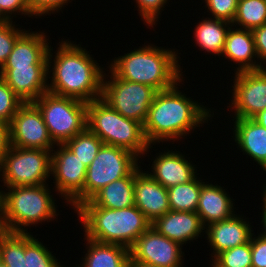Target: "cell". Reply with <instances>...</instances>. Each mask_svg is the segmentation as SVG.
Listing matches in <instances>:
<instances>
[{
    "label": "cell",
    "instance_id": "obj_4",
    "mask_svg": "<svg viewBox=\"0 0 266 267\" xmlns=\"http://www.w3.org/2000/svg\"><path fill=\"white\" fill-rule=\"evenodd\" d=\"M74 212L82 224L85 237L100 243L121 245L127 249L152 224L135 205L123 209L80 205Z\"/></svg>",
    "mask_w": 266,
    "mask_h": 267
},
{
    "label": "cell",
    "instance_id": "obj_41",
    "mask_svg": "<svg viewBox=\"0 0 266 267\" xmlns=\"http://www.w3.org/2000/svg\"><path fill=\"white\" fill-rule=\"evenodd\" d=\"M10 146L9 124L0 120V165Z\"/></svg>",
    "mask_w": 266,
    "mask_h": 267
},
{
    "label": "cell",
    "instance_id": "obj_13",
    "mask_svg": "<svg viewBox=\"0 0 266 267\" xmlns=\"http://www.w3.org/2000/svg\"><path fill=\"white\" fill-rule=\"evenodd\" d=\"M10 145L17 148H34L51 151L55 143L38 107L33 102L24 103L9 124Z\"/></svg>",
    "mask_w": 266,
    "mask_h": 267
},
{
    "label": "cell",
    "instance_id": "obj_16",
    "mask_svg": "<svg viewBox=\"0 0 266 267\" xmlns=\"http://www.w3.org/2000/svg\"><path fill=\"white\" fill-rule=\"evenodd\" d=\"M166 150L156 153L155 159L152 157L151 171H146L166 189L179 184L189 183L199 174L197 173L196 165L192 161L189 162L187 160L189 158L185 154L177 150L170 151L168 148Z\"/></svg>",
    "mask_w": 266,
    "mask_h": 267
},
{
    "label": "cell",
    "instance_id": "obj_38",
    "mask_svg": "<svg viewBox=\"0 0 266 267\" xmlns=\"http://www.w3.org/2000/svg\"><path fill=\"white\" fill-rule=\"evenodd\" d=\"M251 236L252 267H266V238L259 233Z\"/></svg>",
    "mask_w": 266,
    "mask_h": 267
},
{
    "label": "cell",
    "instance_id": "obj_18",
    "mask_svg": "<svg viewBox=\"0 0 266 267\" xmlns=\"http://www.w3.org/2000/svg\"><path fill=\"white\" fill-rule=\"evenodd\" d=\"M0 77L23 102H34L48 92V65L0 68Z\"/></svg>",
    "mask_w": 266,
    "mask_h": 267
},
{
    "label": "cell",
    "instance_id": "obj_36",
    "mask_svg": "<svg viewBox=\"0 0 266 267\" xmlns=\"http://www.w3.org/2000/svg\"><path fill=\"white\" fill-rule=\"evenodd\" d=\"M205 10L213 19H220L232 23L237 12L238 0H203ZM212 15V16H211Z\"/></svg>",
    "mask_w": 266,
    "mask_h": 267
},
{
    "label": "cell",
    "instance_id": "obj_42",
    "mask_svg": "<svg viewBox=\"0 0 266 267\" xmlns=\"http://www.w3.org/2000/svg\"><path fill=\"white\" fill-rule=\"evenodd\" d=\"M263 192L261 193V197H263L262 202H263V208H262V213H260V220L261 224L263 225V229L261 230V232L259 233L260 235H262L264 238H266V186L263 185ZM262 217V218H261Z\"/></svg>",
    "mask_w": 266,
    "mask_h": 267
},
{
    "label": "cell",
    "instance_id": "obj_20",
    "mask_svg": "<svg viewBox=\"0 0 266 267\" xmlns=\"http://www.w3.org/2000/svg\"><path fill=\"white\" fill-rule=\"evenodd\" d=\"M25 30L15 41L12 52L1 68L48 65L47 55L50 43L44 31Z\"/></svg>",
    "mask_w": 266,
    "mask_h": 267
},
{
    "label": "cell",
    "instance_id": "obj_5",
    "mask_svg": "<svg viewBox=\"0 0 266 267\" xmlns=\"http://www.w3.org/2000/svg\"><path fill=\"white\" fill-rule=\"evenodd\" d=\"M51 185L6 187L0 196V229L10 232H28L30 227L57 219L58 206ZM8 191V192H7ZM56 204V205H55Z\"/></svg>",
    "mask_w": 266,
    "mask_h": 267
},
{
    "label": "cell",
    "instance_id": "obj_39",
    "mask_svg": "<svg viewBox=\"0 0 266 267\" xmlns=\"http://www.w3.org/2000/svg\"><path fill=\"white\" fill-rule=\"evenodd\" d=\"M0 9L11 21L13 17H17V14L25 15L24 17L33 16L27 7L26 0H0Z\"/></svg>",
    "mask_w": 266,
    "mask_h": 267
},
{
    "label": "cell",
    "instance_id": "obj_6",
    "mask_svg": "<svg viewBox=\"0 0 266 267\" xmlns=\"http://www.w3.org/2000/svg\"><path fill=\"white\" fill-rule=\"evenodd\" d=\"M87 128L103 144L126 149L139 159L153 148L146 141L141 123L124 117L101 98L87 103Z\"/></svg>",
    "mask_w": 266,
    "mask_h": 267
},
{
    "label": "cell",
    "instance_id": "obj_7",
    "mask_svg": "<svg viewBox=\"0 0 266 267\" xmlns=\"http://www.w3.org/2000/svg\"><path fill=\"white\" fill-rule=\"evenodd\" d=\"M33 103L55 144H64L87 128V103L83 101L46 92Z\"/></svg>",
    "mask_w": 266,
    "mask_h": 267
},
{
    "label": "cell",
    "instance_id": "obj_34",
    "mask_svg": "<svg viewBox=\"0 0 266 267\" xmlns=\"http://www.w3.org/2000/svg\"><path fill=\"white\" fill-rule=\"evenodd\" d=\"M15 23V21L0 23V68L12 52L17 38L25 31L21 27L17 28L18 25H15Z\"/></svg>",
    "mask_w": 266,
    "mask_h": 267
},
{
    "label": "cell",
    "instance_id": "obj_43",
    "mask_svg": "<svg viewBox=\"0 0 266 267\" xmlns=\"http://www.w3.org/2000/svg\"><path fill=\"white\" fill-rule=\"evenodd\" d=\"M258 124L266 128V109L259 112L253 118Z\"/></svg>",
    "mask_w": 266,
    "mask_h": 267
},
{
    "label": "cell",
    "instance_id": "obj_29",
    "mask_svg": "<svg viewBox=\"0 0 266 267\" xmlns=\"http://www.w3.org/2000/svg\"><path fill=\"white\" fill-rule=\"evenodd\" d=\"M0 261L7 267H27L24 258V233L0 229Z\"/></svg>",
    "mask_w": 266,
    "mask_h": 267
},
{
    "label": "cell",
    "instance_id": "obj_22",
    "mask_svg": "<svg viewBox=\"0 0 266 267\" xmlns=\"http://www.w3.org/2000/svg\"><path fill=\"white\" fill-rule=\"evenodd\" d=\"M227 193L224 186L213 185L209 181L201 185L196 213L201 217L205 227L227 220L236 214L235 199L230 198L231 195Z\"/></svg>",
    "mask_w": 266,
    "mask_h": 267
},
{
    "label": "cell",
    "instance_id": "obj_25",
    "mask_svg": "<svg viewBox=\"0 0 266 267\" xmlns=\"http://www.w3.org/2000/svg\"><path fill=\"white\" fill-rule=\"evenodd\" d=\"M135 169L122 179L113 181L81 205H97L108 209H123L134 205Z\"/></svg>",
    "mask_w": 266,
    "mask_h": 267
},
{
    "label": "cell",
    "instance_id": "obj_1",
    "mask_svg": "<svg viewBox=\"0 0 266 267\" xmlns=\"http://www.w3.org/2000/svg\"><path fill=\"white\" fill-rule=\"evenodd\" d=\"M76 43L62 39L54 53L50 45L47 55L48 92L89 103L101 98L105 71L90 55L91 52Z\"/></svg>",
    "mask_w": 266,
    "mask_h": 267
},
{
    "label": "cell",
    "instance_id": "obj_21",
    "mask_svg": "<svg viewBox=\"0 0 266 267\" xmlns=\"http://www.w3.org/2000/svg\"><path fill=\"white\" fill-rule=\"evenodd\" d=\"M232 121L234 137H231L237 149L250 156L266 174V128L252 118H233Z\"/></svg>",
    "mask_w": 266,
    "mask_h": 267
},
{
    "label": "cell",
    "instance_id": "obj_15",
    "mask_svg": "<svg viewBox=\"0 0 266 267\" xmlns=\"http://www.w3.org/2000/svg\"><path fill=\"white\" fill-rule=\"evenodd\" d=\"M141 167L135 168L134 205L153 223L170 211L168 191Z\"/></svg>",
    "mask_w": 266,
    "mask_h": 267
},
{
    "label": "cell",
    "instance_id": "obj_2",
    "mask_svg": "<svg viewBox=\"0 0 266 267\" xmlns=\"http://www.w3.org/2000/svg\"><path fill=\"white\" fill-rule=\"evenodd\" d=\"M184 78L173 87L156 92L143 125L149 145H163L171 140L174 144V141L182 140L187 134L189 136L214 117V110L198 103L179 89Z\"/></svg>",
    "mask_w": 266,
    "mask_h": 267
},
{
    "label": "cell",
    "instance_id": "obj_31",
    "mask_svg": "<svg viewBox=\"0 0 266 267\" xmlns=\"http://www.w3.org/2000/svg\"><path fill=\"white\" fill-rule=\"evenodd\" d=\"M64 144L88 167L103 145V141L86 128Z\"/></svg>",
    "mask_w": 266,
    "mask_h": 267
},
{
    "label": "cell",
    "instance_id": "obj_9",
    "mask_svg": "<svg viewBox=\"0 0 266 267\" xmlns=\"http://www.w3.org/2000/svg\"><path fill=\"white\" fill-rule=\"evenodd\" d=\"M104 72L101 99L126 118L144 125L156 90L151 86L117 78ZM110 73V74H109Z\"/></svg>",
    "mask_w": 266,
    "mask_h": 267
},
{
    "label": "cell",
    "instance_id": "obj_35",
    "mask_svg": "<svg viewBox=\"0 0 266 267\" xmlns=\"http://www.w3.org/2000/svg\"><path fill=\"white\" fill-rule=\"evenodd\" d=\"M136 3L138 15L141 16L143 23L147 28L156 26L160 19L164 6L169 3V0H133Z\"/></svg>",
    "mask_w": 266,
    "mask_h": 267
},
{
    "label": "cell",
    "instance_id": "obj_24",
    "mask_svg": "<svg viewBox=\"0 0 266 267\" xmlns=\"http://www.w3.org/2000/svg\"><path fill=\"white\" fill-rule=\"evenodd\" d=\"M84 242L87 251L83 252L85 255L78 267H129V249L126 247L96 242L85 236Z\"/></svg>",
    "mask_w": 266,
    "mask_h": 267
},
{
    "label": "cell",
    "instance_id": "obj_32",
    "mask_svg": "<svg viewBox=\"0 0 266 267\" xmlns=\"http://www.w3.org/2000/svg\"><path fill=\"white\" fill-rule=\"evenodd\" d=\"M211 267H252L251 242L218 253Z\"/></svg>",
    "mask_w": 266,
    "mask_h": 267
},
{
    "label": "cell",
    "instance_id": "obj_23",
    "mask_svg": "<svg viewBox=\"0 0 266 267\" xmlns=\"http://www.w3.org/2000/svg\"><path fill=\"white\" fill-rule=\"evenodd\" d=\"M221 57L236 64L234 73L262 70L251 30L231 26L226 36Z\"/></svg>",
    "mask_w": 266,
    "mask_h": 267
},
{
    "label": "cell",
    "instance_id": "obj_30",
    "mask_svg": "<svg viewBox=\"0 0 266 267\" xmlns=\"http://www.w3.org/2000/svg\"><path fill=\"white\" fill-rule=\"evenodd\" d=\"M29 232L24 233V258L27 267H66L41 241Z\"/></svg>",
    "mask_w": 266,
    "mask_h": 267
},
{
    "label": "cell",
    "instance_id": "obj_46",
    "mask_svg": "<svg viewBox=\"0 0 266 267\" xmlns=\"http://www.w3.org/2000/svg\"><path fill=\"white\" fill-rule=\"evenodd\" d=\"M0 267H7V265L3 264V263L0 261Z\"/></svg>",
    "mask_w": 266,
    "mask_h": 267
},
{
    "label": "cell",
    "instance_id": "obj_12",
    "mask_svg": "<svg viewBox=\"0 0 266 267\" xmlns=\"http://www.w3.org/2000/svg\"><path fill=\"white\" fill-rule=\"evenodd\" d=\"M231 118H253L266 109V69L233 74Z\"/></svg>",
    "mask_w": 266,
    "mask_h": 267
},
{
    "label": "cell",
    "instance_id": "obj_8",
    "mask_svg": "<svg viewBox=\"0 0 266 267\" xmlns=\"http://www.w3.org/2000/svg\"><path fill=\"white\" fill-rule=\"evenodd\" d=\"M50 169L51 151L10 146L0 165L2 188L47 184Z\"/></svg>",
    "mask_w": 266,
    "mask_h": 267
},
{
    "label": "cell",
    "instance_id": "obj_44",
    "mask_svg": "<svg viewBox=\"0 0 266 267\" xmlns=\"http://www.w3.org/2000/svg\"><path fill=\"white\" fill-rule=\"evenodd\" d=\"M129 267H158V266L139 262V261H129Z\"/></svg>",
    "mask_w": 266,
    "mask_h": 267
},
{
    "label": "cell",
    "instance_id": "obj_40",
    "mask_svg": "<svg viewBox=\"0 0 266 267\" xmlns=\"http://www.w3.org/2000/svg\"><path fill=\"white\" fill-rule=\"evenodd\" d=\"M255 49L262 69H266V24L252 30Z\"/></svg>",
    "mask_w": 266,
    "mask_h": 267
},
{
    "label": "cell",
    "instance_id": "obj_26",
    "mask_svg": "<svg viewBox=\"0 0 266 267\" xmlns=\"http://www.w3.org/2000/svg\"><path fill=\"white\" fill-rule=\"evenodd\" d=\"M202 18L201 21L196 23L193 35L195 38V44L204 53L208 52L211 55H218L219 59L223 53L227 33L232 26V23L213 18Z\"/></svg>",
    "mask_w": 266,
    "mask_h": 267
},
{
    "label": "cell",
    "instance_id": "obj_37",
    "mask_svg": "<svg viewBox=\"0 0 266 267\" xmlns=\"http://www.w3.org/2000/svg\"><path fill=\"white\" fill-rule=\"evenodd\" d=\"M72 0H26L27 7L30 13L35 18L50 15L51 13H59L62 8L71 3ZM65 5V6H64Z\"/></svg>",
    "mask_w": 266,
    "mask_h": 267
},
{
    "label": "cell",
    "instance_id": "obj_17",
    "mask_svg": "<svg viewBox=\"0 0 266 267\" xmlns=\"http://www.w3.org/2000/svg\"><path fill=\"white\" fill-rule=\"evenodd\" d=\"M249 218L242 216V214H235L227 220L215 222L208 225L205 229L207 243L212 251L211 259L218 253L229 250L236 246L248 243L251 239L252 229Z\"/></svg>",
    "mask_w": 266,
    "mask_h": 267
},
{
    "label": "cell",
    "instance_id": "obj_27",
    "mask_svg": "<svg viewBox=\"0 0 266 267\" xmlns=\"http://www.w3.org/2000/svg\"><path fill=\"white\" fill-rule=\"evenodd\" d=\"M203 183L201 177L196 176L189 183L167 189L170 211L196 212Z\"/></svg>",
    "mask_w": 266,
    "mask_h": 267
},
{
    "label": "cell",
    "instance_id": "obj_33",
    "mask_svg": "<svg viewBox=\"0 0 266 267\" xmlns=\"http://www.w3.org/2000/svg\"><path fill=\"white\" fill-rule=\"evenodd\" d=\"M24 103L0 77V120L10 124L14 115Z\"/></svg>",
    "mask_w": 266,
    "mask_h": 267
},
{
    "label": "cell",
    "instance_id": "obj_3",
    "mask_svg": "<svg viewBox=\"0 0 266 267\" xmlns=\"http://www.w3.org/2000/svg\"><path fill=\"white\" fill-rule=\"evenodd\" d=\"M180 54L174 48L144 43L106 65L117 78L149 85L158 92L173 87L183 78Z\"/></svg>",
    "mask_w": 266,
    "mask_h": 267
},
{
    "label": "cell",
    "instance_id": "obj_45",
    "mask_svg": "<svg viewBox=\"0 0 266 267\" xmlns=\"http://www.w3.org/2000/svg\"><path fill=\"white\" fill-rule=\"evenodd\" d=\"M11 21L0 9V23Z\"/></svg>",
    "mask_w": 266,
    "mask_h": 267
},
{
    "label": "cell",
    "instance_id": "obj_19",
    "mask_svg": "<svg viewBox=\"0 0 266 267\" xmlns=\"http://www.w3.org/2000/svg\"><path fill=\"white\" fill-rule=\"evenodd\" d=\"M151 226L182 247L204 236L206 229L196 212L185 211H168L165 215L158 217Z\"/></svg>",
    "mask_w": 266,
    "mask_h": 267
},
{
    "label": "cell",
    "instance_id": "obj_10",
    "mask_svg": "<svg viewBox=\"0 0 266 267\" xmlns=\"http://www.w3.org/2000/svg\"><path fill=\"white\" fill-rule=\"evenodd\" d=\"M139 158L130 151L103 144L87 167L84 202L89 201L109 183L128 176L138 165Z\"/></svg>",
    "mask_w": 266,
    "mask_h": 267
},
{
    "label": "cell",
    "instance_id": "obj_14",
    "mask_svg": "<svg viewBox=\"0 0 266 267\" xmlns=\"http://www.w3.org/2000/svg\"><path fill=\"white\" fill-rule=\"evenodd\" d=\"M183 247L150 226L129 249V261H139L158 267H184Z\"/></svg>",
    "mask_w": 266,
    "mask_h": 267
},
{
    "label": "cell",
    "instance_id": "obj_28",
    "mask_svg": "<svg viewBox=\"0 0 266 267\" xmlns=\"http://www.w3.org/2000/svg\"><path fill=\"white\" fill-rule=\"evenodd\" d=\"M263 24H266V0H238L233 27L252 31Z\"/></svg>",
    "mask_w": 266,
    "mask_h": 267
},
{
    "label": "cell",
    "instance_id": "obj_11",
    "mask_svg": "<svg viewBox=\"0 0 266 267\" xmlns=\"http://www.w3.org/2000/svg\"><path fill=\"white\" fill-rule=\"evenodd\" d=\"M54 149L51 152L50 169L54 191L62 200L64 198L63 203L72 206L75 211L84 203L87 166L65 144H56Z\"/></svg>",
    "mask_w": 266,
    "mask_h": 267
}]
</instances>
